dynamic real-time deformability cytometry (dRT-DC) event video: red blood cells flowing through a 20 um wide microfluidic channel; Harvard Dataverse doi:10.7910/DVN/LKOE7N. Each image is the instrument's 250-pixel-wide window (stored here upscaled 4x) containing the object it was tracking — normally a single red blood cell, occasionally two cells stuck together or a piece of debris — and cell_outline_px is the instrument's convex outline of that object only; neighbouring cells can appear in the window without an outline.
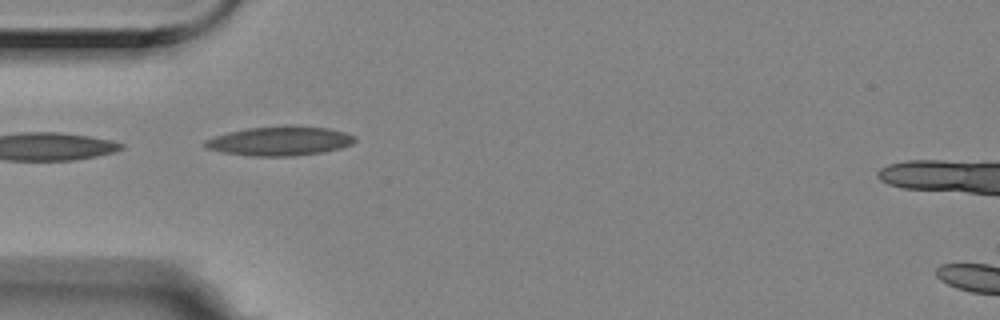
{"species": "Egyptian fruit bat (a non-hibernating species)", "species_latin": "Rousettus aegyptiacus", "temperature_condition": "room temperature", "stored_images_in_passage": 14, "camera_frame_rate_fps": 3000, "um_per_image_px": 0.085, "animal": {"sex": "female"}, "frame": {"image": 1, "passage_image": 4, "time_ms": 1.0, "image_size_px": [1000, 320], "cell_outline_px": [[356, 140], [352, 144], [340, 148], [324, 152], [292, 156], [252, 156], [224, 152], [204, 148], [204, 140], [228, 132], [248, 128], [284, 124], [292, 124], [328, 128], [344, 132], [356, 136]], "centroid_in_image_um": [23.81, 11.96], "position_along_channel_um": 61.2, "area_um2": 25.89}}
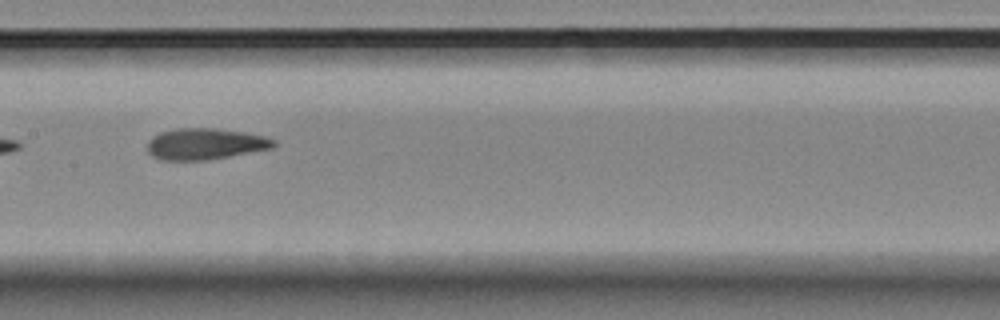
{"frame": {"image": 2, "passage_image": 7, "time_ms": 2.0, "image_size_px": [1000, 320], "cell_outline_px": [[276, 144], [272, 148], [228, 156], [204, 160], [160, 160], [152, 156], [148, 152], [148, 140], [152, 136], [160, 132], [176, 128], [216, 128], [244, 132], [264, 136], [276, 140]], "centroid_in_image_um": [17.41, 12.22], "position_along_channel_um": 190.0, "area_um2": 23.0}}
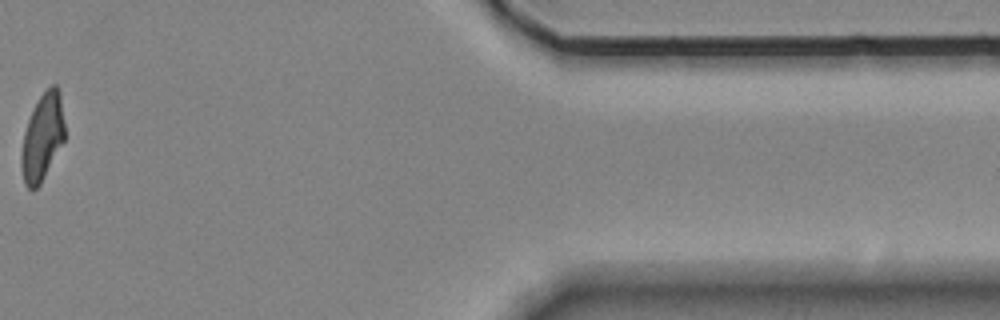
{"frame": {"image": 3, "passage_image": 13, "time_ms": 4.0, "image_size_px": [1000, 320], "cell_outline_px": [[64, 140], [40, 184], [32, 192], [24, 184], [20, 164], [20, 156], [24, 132], [28, 120], [40, 96], [52, 84], [56, 84], [60, 92], [64, 124]], "centroid_in_image_um": [3.59, 11.69], "position_along_channel_um": 407.8, "area_um2": 21.79}}